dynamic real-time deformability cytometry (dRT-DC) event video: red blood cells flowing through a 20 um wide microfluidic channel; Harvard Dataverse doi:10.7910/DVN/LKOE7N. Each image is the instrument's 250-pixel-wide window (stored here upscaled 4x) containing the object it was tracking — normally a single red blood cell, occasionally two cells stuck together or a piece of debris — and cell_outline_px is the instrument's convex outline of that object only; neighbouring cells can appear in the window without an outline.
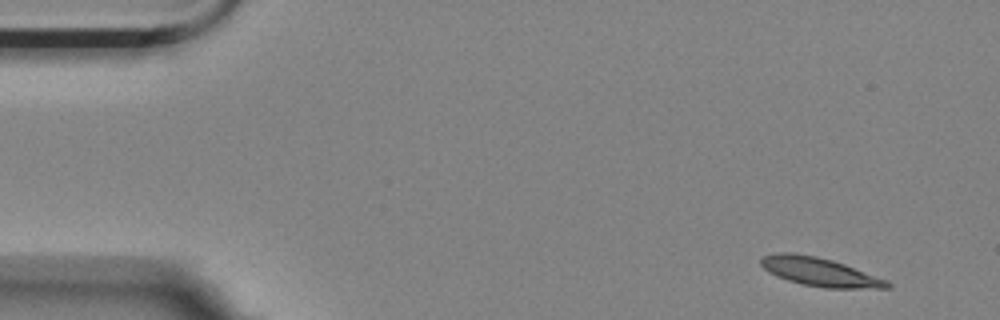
{"species": "Egyptian fruit bat (a non-hibernating species)", "species_latin": "Rousettus aegyptiacus", "temperature_condition": "room temperature", "stored_images_in_passage": 4, "camera_frame_rate_fps": 3000, "um_per_image_px": 0.085, "animal": {"sex": "female"}, "frame": {"image": 1, "passage_image": 1, "time_ms": 0.0, "image_size_px": [1000, 320], "cell_outline_px": [[892, 288], [824, 288], [804, 284], [788, 280], [776, 276], [768, 272], [760, 264], [760, 260], [764, 256], [776, 252], [792, 252], [816, 256], [832, 260], [844, 264], [888, 280], [892, 284]], "centroid_in_image_um": [69.68, 23.11], "position_along_channel_um": 15.3, "area_um2": 21.04}}